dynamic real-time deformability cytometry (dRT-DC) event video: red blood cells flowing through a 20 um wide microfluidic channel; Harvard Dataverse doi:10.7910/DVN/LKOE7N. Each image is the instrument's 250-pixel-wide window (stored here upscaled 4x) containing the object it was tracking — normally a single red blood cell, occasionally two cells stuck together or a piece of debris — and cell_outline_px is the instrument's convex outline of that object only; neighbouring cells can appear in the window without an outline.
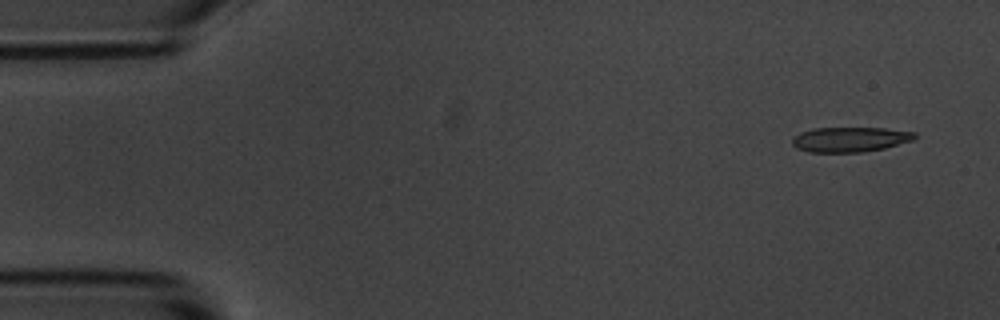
{"species": "common noctule bat (a hibernating species)", "species_latin": "Nyctalus noctula", "temperature_condition": "room temperature", "stored_images_in_passage": 4, "camera_frame_rate_fps": 3000, "um_per_image_px": 0.085, "animal": {"sex": "male", "body_mass_g": 20.1, "forearm_length_mm": 53.5}, "frame": {"image": 1, "passage_image": 1, "time_ms": 0.0, "image_size_px": [1000, 320], "cell_outline_px": [[916, 136], [912, 140], [884, 148], [860, 152], [808, 152], [796, 148], [792, 144], [792, 140], [800, 132], [812, 128], [884, 128], [916, 132]], "centroid_in_image_um": [72.23, 11.85], "position_along_channel_um": 12.8, "area_um2": 17.69}}
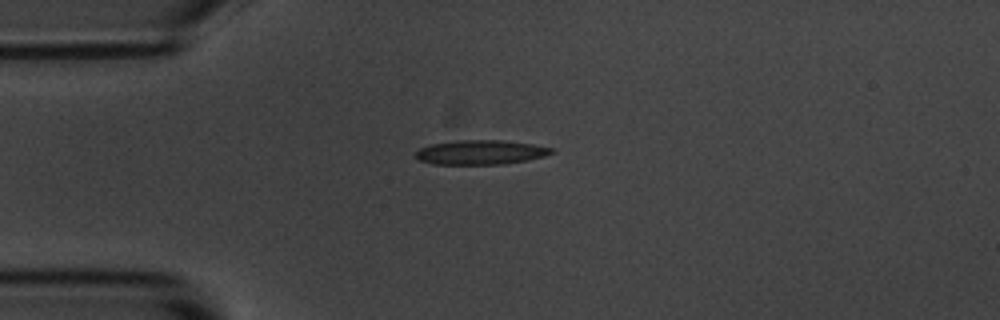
{"frame": {"image": 2, "passage_image": 4, "time_ms": 3.333, "image_size_px": [1000, 320], "cell_outline_px": [[552, 152], [544, 156], [528, 160], [504, 164], [432, 164], [420, 160], [416, 156], [416, 152], [420, 148], [432, 144], [456, 140], [504, 140], [532, 144], [552, 148]], "centroid_in_image_um": [40.85, 12.94], "position_along_channel_um": 44.2, "area_um2": 19.19}}